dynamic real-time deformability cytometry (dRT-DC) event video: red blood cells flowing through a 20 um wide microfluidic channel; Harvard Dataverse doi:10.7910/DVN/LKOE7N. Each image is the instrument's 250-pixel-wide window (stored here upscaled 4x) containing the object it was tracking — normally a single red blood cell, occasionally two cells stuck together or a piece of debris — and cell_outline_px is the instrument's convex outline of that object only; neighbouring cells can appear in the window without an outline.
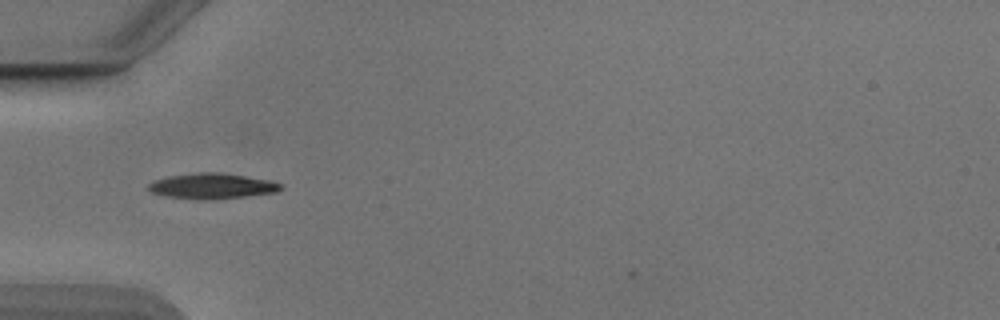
{"species": "Egyptian fruit bat (a non-hibernating species)", "species_latin": "Rousettus aegyptiacus", "temperature_condition": "cold", "stored_images_in_passage": 32, "camera_frame_rate_fps": 3000, "um_per_image_px": 0.085, "animal": {"sex": "male"}, "frame": {"image": 1, "passage_image": 1, "time_ms": 0.0, "image_size_px": [1000, 320], "cell_outline_px": [[284, 188], [276, 192], [212, 200], [200, 200], [168, 196], [152, 192], [148, 188], [148, 184], [156, 180], [168, 176], [200, 172], [220, 172], [268, 180], [280, 184]], "centroid_in_image_um": [18.02, 15.81], "position_along_channel_um": 67.0, "area_um2": 19.42}}
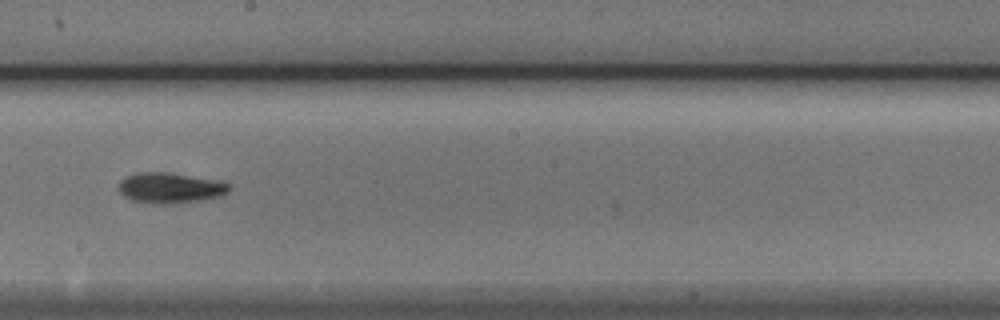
{"frame": {"image": 2, "passage_image": 14, "time_ms": 4.333, "image_size_px": [1000, 320], "cell_outline_px": [[232, 188], [228, 192], [220, 196], [204, 200], [172, 204], [152, 204], [132, 200], [124, 196], [120, 192], [120, 180], [128, 176], [140, 172], [168, 172], [220, 180], [232, 184]], "centroid_in_image_um": [14.54, 15.98], "position_along_channel_um": 233.7, "area_um2": 19.94}}
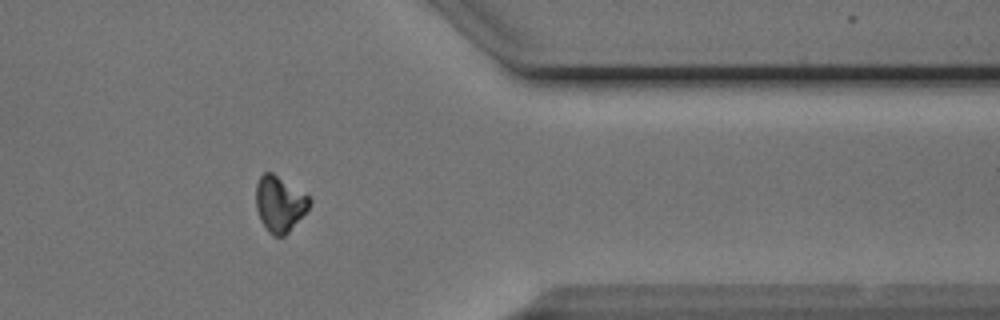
{"frame": {"image": 3, "passage_image": 27, "time_ms": 8.667, "image_size_px": [1000, 320], "cell_outline_px": [[312, 204], [288, 232], [284, 236], [272, 236], [268, 232], [260, 220], [256, 208], [256, 184], [260, 176], [264, 172], [272, 172], [308, 196], [312, 200]], "centroid_in_image_um": [23.75, 17.34], "position_along_channel_um": 387.7, "area_um2": 17.28}}